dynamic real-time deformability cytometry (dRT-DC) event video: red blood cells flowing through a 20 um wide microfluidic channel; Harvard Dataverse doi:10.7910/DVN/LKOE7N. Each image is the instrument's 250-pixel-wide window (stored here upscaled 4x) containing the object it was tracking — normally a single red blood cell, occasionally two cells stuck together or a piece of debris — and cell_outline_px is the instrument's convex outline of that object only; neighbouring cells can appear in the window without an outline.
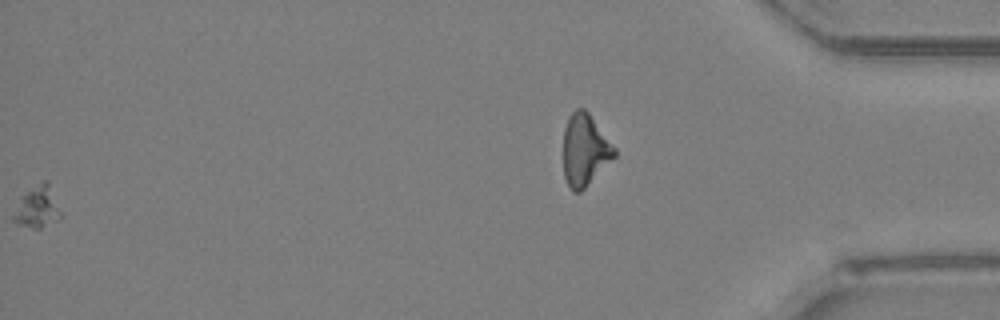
{"species": "Egyptian fruit bat (a non-hibernating species)", "species_latin": "Rousettus aegyptiacus", "temperature_condition": "room temperature", "stored_images_in_passage": 50, "segment_of_instrument_passage": [2, 2], "camera_frame_rate_fps": 3000, "um_per_image_px": 0.085, "animal": {"sex": "female"}, "frame": {"image": 1, "passage_image": 50, "time_ms": 16.333, "image_size_px": [1000, 320], "cell_outline_px": [[616, 156], [580, 192], [572, 192], [564, 176], [564, 128], [568, 116], [576, 108], [584, 108], [588, 112], [616, 148]], "centroid_in_image_um": [49.71, 12.73], "position_along_channel_um": 385.5, "area_um2": 21.27}}